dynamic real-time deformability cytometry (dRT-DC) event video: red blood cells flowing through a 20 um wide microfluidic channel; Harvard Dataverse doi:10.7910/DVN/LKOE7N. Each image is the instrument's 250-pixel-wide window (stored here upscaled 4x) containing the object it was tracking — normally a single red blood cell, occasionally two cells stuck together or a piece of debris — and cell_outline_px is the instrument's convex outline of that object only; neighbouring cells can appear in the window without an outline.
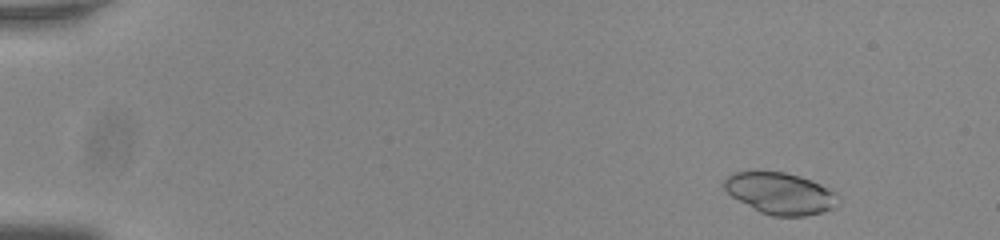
{"species": "common noctule bat (a hibernating species)", "species_latin": "Nyctalus noctula", "temperature_condition": "room temperature", "stored_images_in_passage": 15, "camera_frame_rate_fps": 3000, "um_per_image_px": 0.085, "animal": {"sex": "male", "body_mass_g": 20.0, "forearm_length_mm": 53.3}, "frame": {"image": 1, "passage_image": 1, "time_ms": 0.0, "image_size_px": [1000, 240], "cell_outline_px": [[840, 204], [832, 208], [820, 212], [804, 216], [772, 216], [760, 212], [732, 196], [724, 188], [724, 180], [732, 172], [756, 168], [784, 172], [800, 176], [812, 180], [836, 192], [840, 196]], "centroid_in_image_um": [66.31, 16.39], "position_along_channel_um": 18.7, "area_um2": 28.26}}
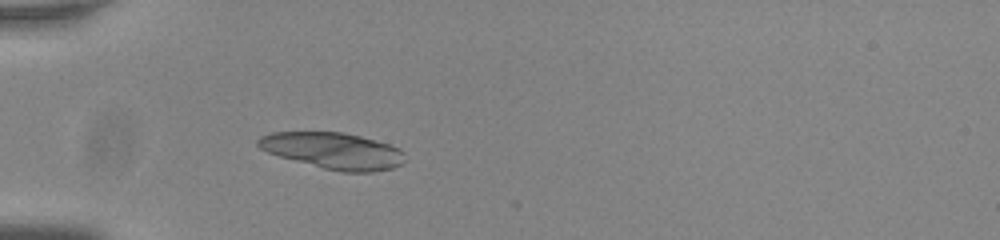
{"frame": {"image": 2, "passage_image": 13, "time_ms": 4.0, "image_size_px": [1000, 240], "cell_outline_px": [[404, 160], [400, 164], [392, 168], [372, 172], [340, 172], [324, 168], [280, 156], [268, 152], [260, 148], [256, 144], [256, 140], [260, 136], [272, 132], [344, 132], [360, 136], [388, 144], [400, 148], [404, 152]], "centroid_in_image_um": [28.32, 12.8], "position_along_channel_um": 56.7, "area_um2": 30.92}}